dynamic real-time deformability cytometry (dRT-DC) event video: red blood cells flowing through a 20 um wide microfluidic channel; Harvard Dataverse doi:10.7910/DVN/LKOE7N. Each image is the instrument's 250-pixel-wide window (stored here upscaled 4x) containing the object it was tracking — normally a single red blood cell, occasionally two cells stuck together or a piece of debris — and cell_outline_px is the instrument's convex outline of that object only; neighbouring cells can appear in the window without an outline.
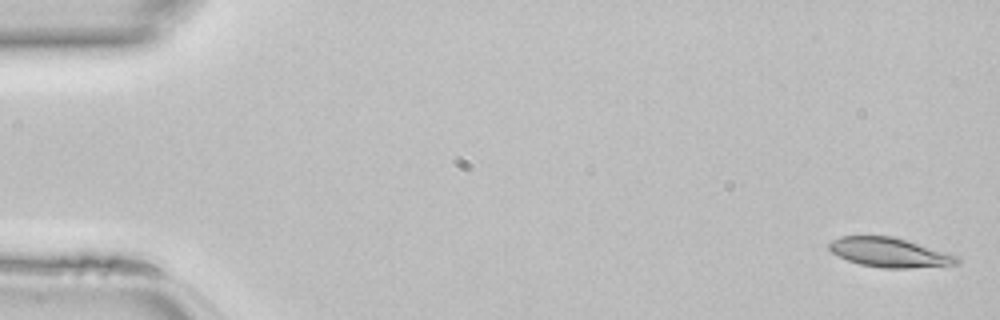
{"species": "common noctule bat (a hibernating species)", "species_latin": "Nyctalus noctula", "temperature_condition": "room temperature", "stored_images_in_passage": 46, "camera_frame_rate_fps": 3000, "um_per_image_px": 0.085, "animal": {"sex": "female", "body_mass_g": 22.7, "forearm_length_mm": 54.2}, "frame": {"image": 1, "passage_image": 1, "time_ms": 0.0, "image_size_px": [1000, 320], "cell_outline_px": [[960, 260], [956, 264], [908, 268], [884, 268], [860, 264], [848, 260], [832, 252], [828, 248], [828, 244], [832, 240], [840, 236], [892, 236], [956, 256]], "centroid_in_image_um": [75.53, 21.46], "position_along_channel_um": 9.5, "area_um2": 21.33}}
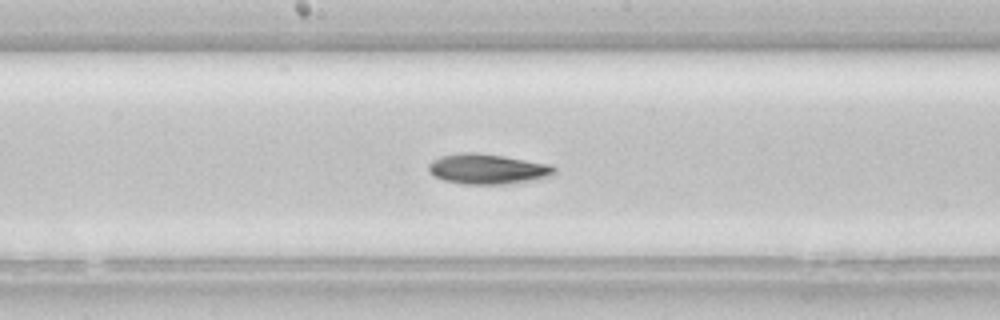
{"frame": {"image": 2, "passage_image": 24, "time_ms": 7.667, "image_size_px": [1000, 320], "cell_outline_px": [[556, 172], [552, 176], [512, 184], [464, 184], [444, 180], [432, 176], [428, 172], [428, 164], [432, 160], [440, 156], [460, 152], [472, 152], [500, 156], [552, 164], [556, 168]], "centroid_in_image_um": [41.43, 14.37], "position_along_channel_um": 206.8, "area_um2": 22.31}}
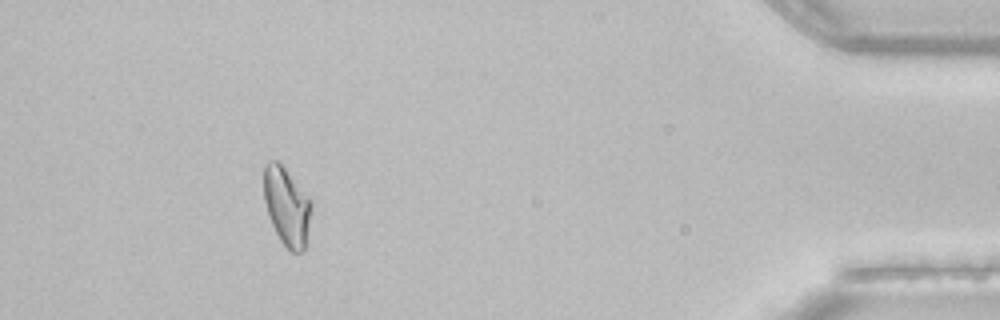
{"frame": {"image": 3, "passage_image": 42, "time_ms": 13.667, "image_size_px": [1000, 320], "cell_outline_px": [[312, 212], [304, 248], [300, 252], [292, 252], [280, 240], [268, 216], [264, 200], [264, 164], [268, 160], [280, 160], [312, 200]], "centroid_in_image_um": [24.38, 17.47], "position_along_channel_um": 410.8, "area_um2": 22.02}}